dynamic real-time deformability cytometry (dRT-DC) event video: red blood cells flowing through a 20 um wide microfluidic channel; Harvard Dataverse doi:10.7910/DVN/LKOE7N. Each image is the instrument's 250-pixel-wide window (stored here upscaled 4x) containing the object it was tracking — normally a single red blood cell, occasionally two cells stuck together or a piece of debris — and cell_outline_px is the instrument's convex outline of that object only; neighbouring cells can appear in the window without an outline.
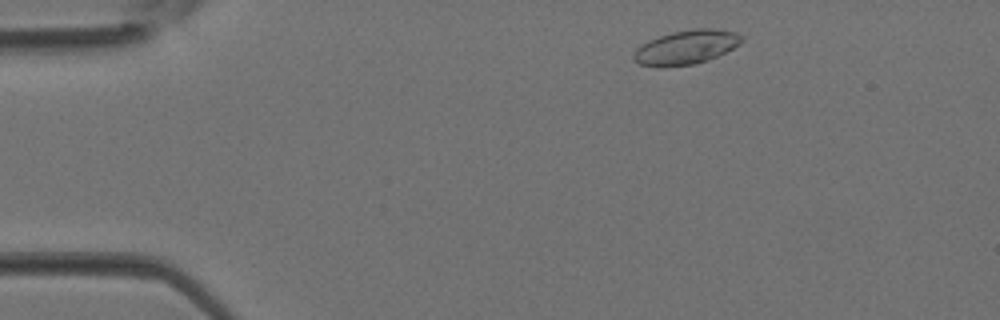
{"species": "Egyptian fruit bat (a non-hibernating species)", "species_latin": "Rousettus aegyptiacus", "temperature_condition": "room temperature", "stored_images_in_passage": 8, "camera_frame_rate_fps": 3000, "um_per_image_px": 0.085, "animal": {"sex": "female"}, "frame": {"image": 1, "passage_image": 3, "time_ms": 0.667, "image_size_px": [1000, 320], "cell_outline_px": [[744, 40], [740, 44], [708, 60], [692, 64], [664, 68], [656, 68], [640, 64], [632, 60], [632, 56], [636, 48], [648, 40], [672, 32], [696, 28], [712, 28], [736, 32], [744, 36]], "centroid_in_image_um": [58.29, 4.02], "position_along_channel_um": 26.7, "area_um2": 21.73}}